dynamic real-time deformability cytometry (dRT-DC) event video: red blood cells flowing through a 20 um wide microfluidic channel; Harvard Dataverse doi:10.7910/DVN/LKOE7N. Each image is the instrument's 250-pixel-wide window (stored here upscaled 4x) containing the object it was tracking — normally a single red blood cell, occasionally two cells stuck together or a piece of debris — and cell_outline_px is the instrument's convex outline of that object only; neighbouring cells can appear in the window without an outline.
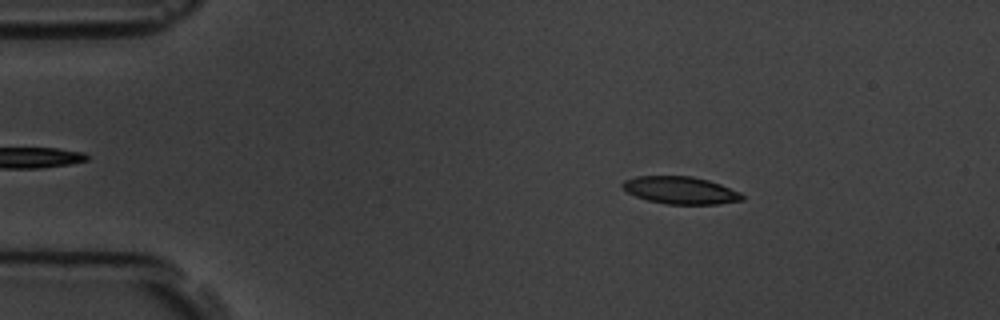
{"species": "common noctule bat (a hibernating species)", "species_latin": "Nyctalus noctula", "temperature_condition": "room temperature", "stored_images_in_passage": 4, "camera_frame_rate_fps": 3000, "um_per_image_px": 0.085, "animal": {"sex": "male", "body_mass_g": 19.5, "forearm_length_mm": 54.6}, "frame": {"image": 1, "passage_image": 2, "time_ms": 1.333, "image_size_px": [1000, 320], "cell_outline_px": [[744, 200], [716, 204], [668, 204], [648, 200], [636, 196], [628, 192], [620, 184], [624, 180], [636, 176], [692, 176], [708, 180], [720, 184], [740, 192], [744, 196]], "centroid_in_image_um": [57.85, 16.17], "position_along_channel_um": 27.2, "area_um2": 19.02}}